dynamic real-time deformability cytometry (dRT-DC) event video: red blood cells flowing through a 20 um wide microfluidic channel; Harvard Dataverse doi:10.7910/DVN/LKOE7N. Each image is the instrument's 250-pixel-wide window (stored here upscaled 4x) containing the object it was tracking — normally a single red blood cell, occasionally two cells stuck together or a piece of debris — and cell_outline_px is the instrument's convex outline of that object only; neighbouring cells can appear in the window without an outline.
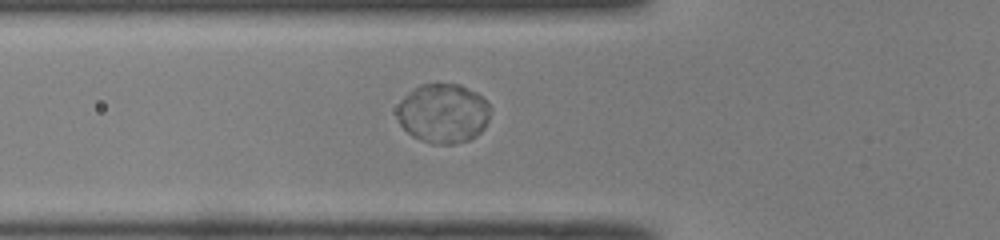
{"species": "common noctule bat (a hibernating species)", "species_latin": "Nyctalus noctula", "temperature_condition": "room temperature", "stored_images_in_passage": 53, "segment_of_instrument_passage": [1, 2], "camera_frame_rate_fps": 3000, "um_per_image_px": 0.085, "animal": {"sex": "male", "body_mass_g": 19.0, "forearm_length_mm": 50.8}, "frame": {"image": 1, "passage_image": 20, "time_ms": 6.333, "image_size_px": [1000, 240], "cell_outline_px": [[492, 108], [488, 120], [484, 128], [476, 136], [468, 140], [452, 144], [432, 144], [420, 140], [412, 136], [400, 124], [396, 116], [396, 108], [400, 100], [404, 96], [420, 84], [460, 84], [476, 92]], "centroid_in_image_um": [37.66, 9.64], "position_along_channel_um": 88.1, "area_um2": 32.48}}
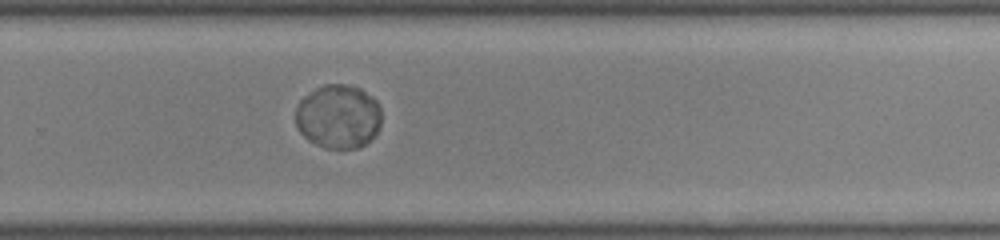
{"frame": {"image": 2, "passage_image": 36, "time_ms": 11.667, "image_size_px": [1000, 240], "cell_outline_px": [[380, 128], [372, 140], [360, 148], [324, 148], [308, 140], [300, 132], [296, 124], [296, 108], [300, 100], [304, 96], [316, 88], [324, 84], [344, 84], [360, 88], [372, 96], [376, 100], [380, 108]], "centroid_in_image_um": [28.77, 9.91], "position_along_channel_um": 301.0, "area_um2": 32.25}}
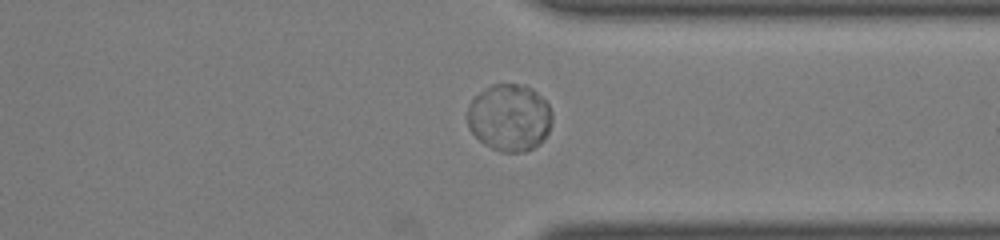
{"frame": {"image": 3, "passage_image": 41, "time_ms": 13.333, "image_size_px": [1000, 240], "cell_outline_px": [[552, 120], [548, 132], [540, 144], [524, 152], [500, 152], [484, 144], [468, 128], [468, 108], [472, 100], [480, 92], [492, 84], [520, 84], [532, 88], [548, 104], [552, 112]], "centroid_in_image_um": [43.32, 10.0], "position_along_channel_um": 368.1, "area_um2": 33.06}}